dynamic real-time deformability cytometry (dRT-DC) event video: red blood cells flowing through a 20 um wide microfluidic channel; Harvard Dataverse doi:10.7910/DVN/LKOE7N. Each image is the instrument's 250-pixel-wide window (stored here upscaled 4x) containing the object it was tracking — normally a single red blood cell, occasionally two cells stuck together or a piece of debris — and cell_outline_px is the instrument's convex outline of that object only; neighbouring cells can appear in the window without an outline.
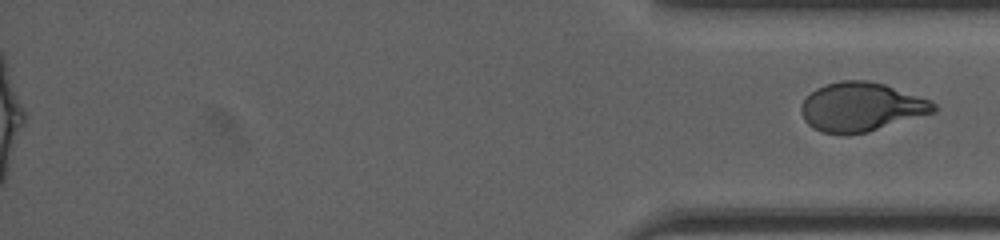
{"species": "human", "species_latin": "Homo sapiens", "temperature_condition": "cold", "stored_images_in_passage": 57, "segment_of_instrument_passage": [2, 2], "camera_frame_rate_fps": 3000, "um_per_image_px": 0.085, "donor": {"sex": "female"}, "frame": {"image": 1, "passage_image": 57, "time_ms": 18.667, "image_size_px": [1000, 240], "cell_outline_px": [[936, 112], [868, 132], [820, 132], [812, 128], [804, 120], [800, 112], [800, 104], [816, 88], [824, 84], [840, 80], [868, 80], [884, 84], [932, 100], [936, 104]], "centroid_in_image_um": [73.21, 9.06], "position_along_channel_um": 362.0, "area_um2": 37.69}}